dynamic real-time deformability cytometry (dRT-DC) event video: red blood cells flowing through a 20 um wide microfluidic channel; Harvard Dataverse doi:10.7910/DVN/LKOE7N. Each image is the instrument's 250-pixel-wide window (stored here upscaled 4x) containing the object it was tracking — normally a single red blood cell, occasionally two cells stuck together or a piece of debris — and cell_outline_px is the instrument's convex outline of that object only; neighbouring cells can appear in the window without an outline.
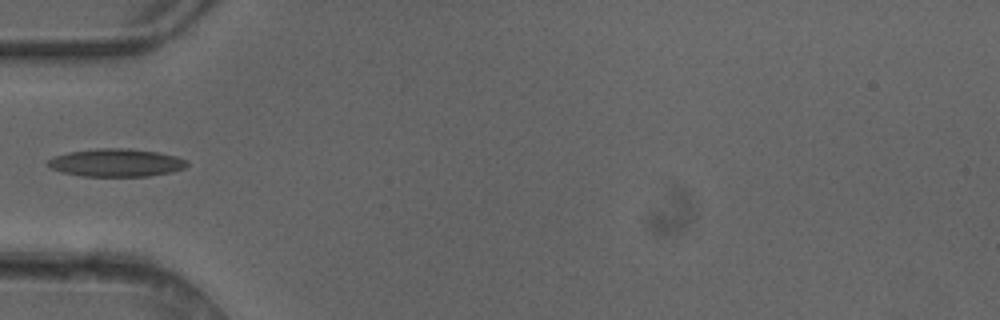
{"species": "common noctule bat (a hibernating species)", "species_latin": "Nyctalus noctula", "temperature_condition": "cold", "stored_images_in_passage": 4, "camera_frame_rate_fps": 3000, "um_per_image_px": 0.085, "animal": {"sex": "female"}, "frame": {"image": 1, "passage_image": 4, "time_ms": 1.0, "image_size_px": [1000, 320], "cell_outline_px": [[188, 164], [184, 168], [172, 172], [148, 176], [84, 176], [60, 172], [52, 168], [48, 164], [48, 160], [56, 156], [68, 152], [96, 148], [132, 148], [156, 152], [176, 156], [188, 160]], "centroid_in_image_um": [9.91, 13.82], "position_along_channel_um": 75.1, "area_um2": 22.6}}